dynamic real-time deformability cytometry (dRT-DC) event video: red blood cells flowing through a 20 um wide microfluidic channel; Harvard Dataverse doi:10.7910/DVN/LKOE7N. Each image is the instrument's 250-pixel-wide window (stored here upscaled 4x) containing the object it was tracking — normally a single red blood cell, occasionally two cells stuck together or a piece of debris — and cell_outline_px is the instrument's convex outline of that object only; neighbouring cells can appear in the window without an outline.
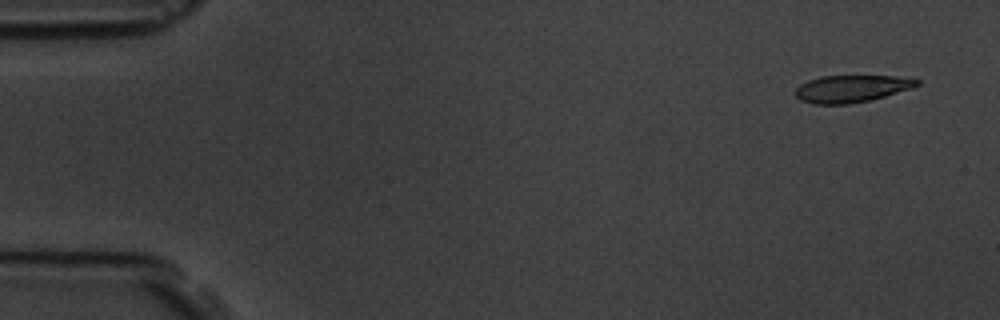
{"species": "common noctule bat (a hibernating species)", "species_latin": "Nyctalus noctula", "temperature_condition": "room temperature", "stored_images_in_passage": 7, "camera_frame_rate_fps": 3000, "um_per_image_px": 0.085, "animal": {"sex": "male", "body_mass_g": 19.5, "forearm_length_mm": 54.6}, "frame": {"image": 1, "passage_image": 1, "time_ms": 0.0, "image_size_px": [1000, 320], "cell_outline_px": [[920, 84], [912, 88], [884, 96], [868, 100], [848, 104], [812, 104], [800, 100], [792, 92], [800, 84], [808, 80], [820, 76], [896, 76], [920, 80]], "centroid_in_image_um": [72.32, 7.53], "position_along_channel_um": 12.7, "area_um2": 19.25}}
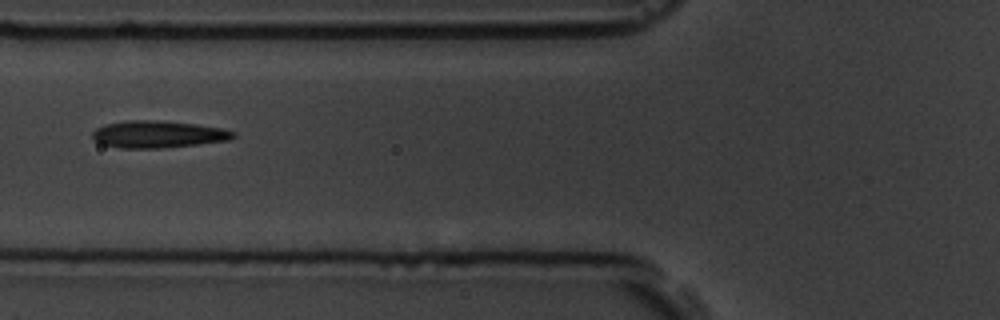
{"frame": {"image": 2, "passage_image": 6, "time_ms": 6.0, "image_size_px": [1000, 320], "cell_outline_px": [[236, 136], [232, 140], [164, 148], [120, 148], [104, 144], [96, 140], [92, 136], [92, 132], [96, 128], [104, 124], [128, 120], [156, 120], [196, 124], [220, 128], [236, 132]], "centroid_in_image_um": [13.46, 11.41], "position_along_channel_um": 112.3, "area_um2": 22.25}}
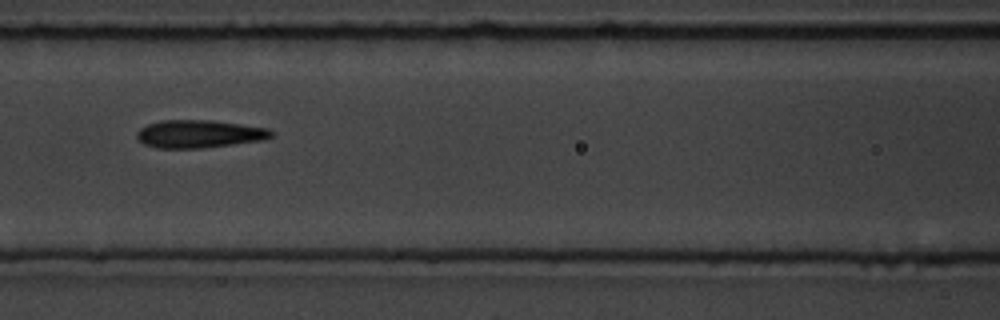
{"frame": {"image": 3, "passage_image": 7, "time_ms": 7.0, "image_size_px": [1000, 320], "cell_outline_px": [[276, 132], [272, 136], [264, 140], [200, 148], [156, 148], [144, 144], [136, 136], [136, 132], [140, 128], [148, 124], [160, 120], [212, 120], [268, 128]], "centroid_in_image_um": [16.93, 11.38], "position_along_channel_um": 149.7, "area_um2": 21.85}}